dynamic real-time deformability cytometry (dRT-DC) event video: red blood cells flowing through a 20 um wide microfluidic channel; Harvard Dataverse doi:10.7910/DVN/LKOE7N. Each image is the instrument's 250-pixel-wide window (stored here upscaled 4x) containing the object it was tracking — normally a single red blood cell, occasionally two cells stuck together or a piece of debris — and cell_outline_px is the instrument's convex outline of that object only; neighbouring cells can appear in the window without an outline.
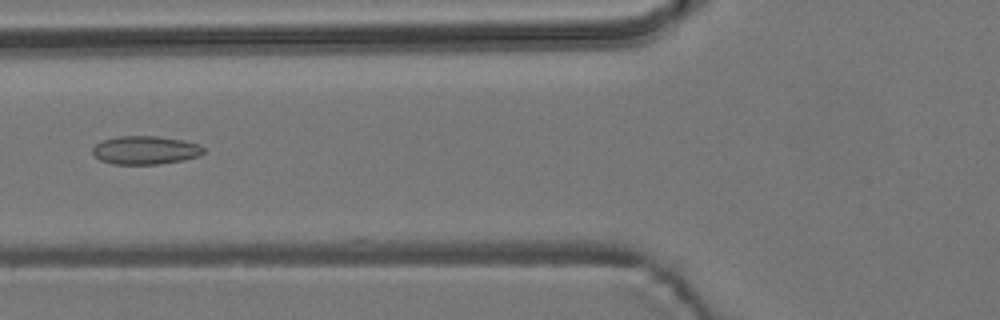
{"species": "common noctule bat (a hibernating species)", "species_latin": "Nyctalus noctula", "temperature_condition": "room temperature", "stored_images_in_passage": 6, "camera_frame_rate_fps": 3000, "um_per_image_px": 0.085, "animal": {"sex": "male", "body_mass_g": 19.2, "forearm_length_mm": 51.8}, "frame": {"image": 1, "passage_image": 6, "time_ms": 1.667, "image_size_px": [1000, 320], "cell_outline_px": [[204, 152], [200, 156], [184, 160], [156, 164], [112, 164], [100, 160], [92, 152], [92, 148], [96, 144], [104, 140], [116, 136], [156, 136], [184, 140], [200, 144], [204, 148]], "centroid_in_image_um": [12.38, 12.76], "position_along_channel_um": 113.4, "area_um2": 18.44}}